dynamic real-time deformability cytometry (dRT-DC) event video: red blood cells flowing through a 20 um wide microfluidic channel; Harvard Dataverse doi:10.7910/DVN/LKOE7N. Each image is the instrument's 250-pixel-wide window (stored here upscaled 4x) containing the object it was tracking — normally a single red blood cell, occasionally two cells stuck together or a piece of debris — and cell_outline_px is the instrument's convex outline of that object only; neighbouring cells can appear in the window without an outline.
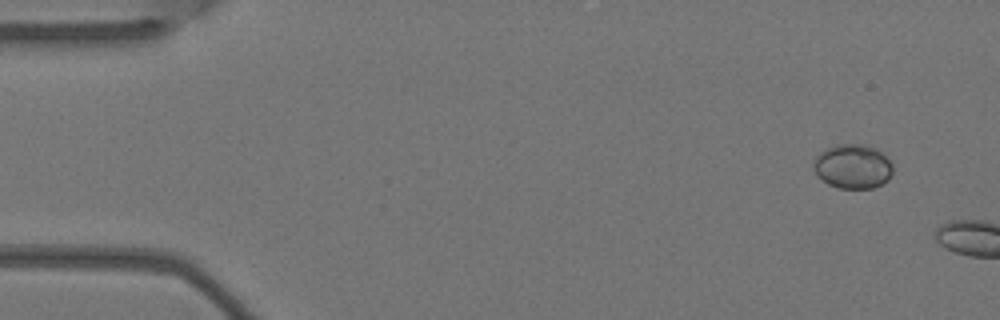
{"species": "Egyptian fruit bat (a non-hibernating species)", "species_latin": "Rousettus aegyptiacus", "temperature_condition": "warm", "stored_images_in_passage": 2, "camera_frame_rate_fps": 3000, "um_per_image_px": 0.085, "animal": {"sex": "female"}, "frame": {"image": 1, "passage_image": 1, "time_ms": 0.0, "image_size_px": [1000, 320], "cell_outline_px": [[892, 172], [888, 180], [872, 188], [836, 188], [828, 184], [816, 172], [812, 164], [816, 156], [820, 152], [836, 144], [864, 144], [876, 148], [892, 164]], "centroid_in_image_um": [72.48, 14.14], "position_along_channel_um": 12.5, "area_um2": 20.29}}